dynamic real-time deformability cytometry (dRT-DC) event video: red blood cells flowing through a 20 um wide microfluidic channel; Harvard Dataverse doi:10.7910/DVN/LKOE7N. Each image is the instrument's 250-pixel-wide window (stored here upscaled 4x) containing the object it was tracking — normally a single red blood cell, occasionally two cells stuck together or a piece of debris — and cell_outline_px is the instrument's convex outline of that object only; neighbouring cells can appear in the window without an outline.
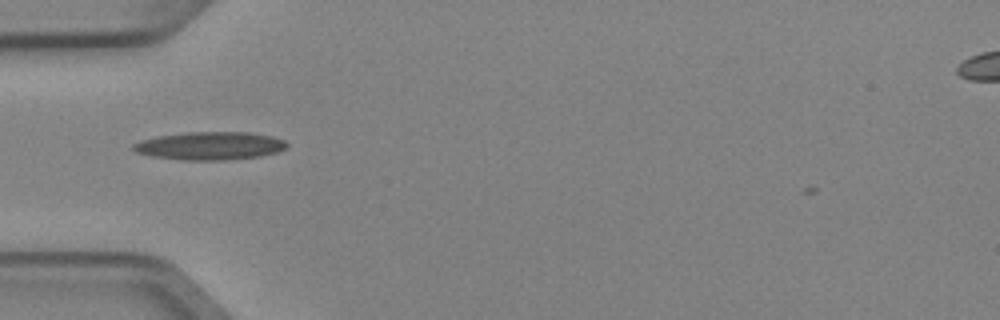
{"species": "Egyptian fruit bat (a non-hibernating species)", "species_latin": "Rousettus aegyptiacus", "temperature_condition": "cold", "stored_images_in_passage": 2, "camera_frame_rate_fps": 3000, "um_per_image_px": 0.085, "animal": {"sex": "female"}, "frame": {"image": 1, "passage_image": 1, "time_ms": 0.0, "image_size_px": [1000, 320], "cell_outline_px": [[288, 144], [284, 148], [276, 152], [260, 156], [224, 160], [180, 160], [152, 156], [136, 152], [132, 148], [132, 144], [140, 140], [160, 136], [188, 132], [248, 132], [272, 136], [284, 140]], "centroid_in_image_um": [17.82, 12.39], "position_along_channel_um": 67.2, "area_um2": 24.97}}
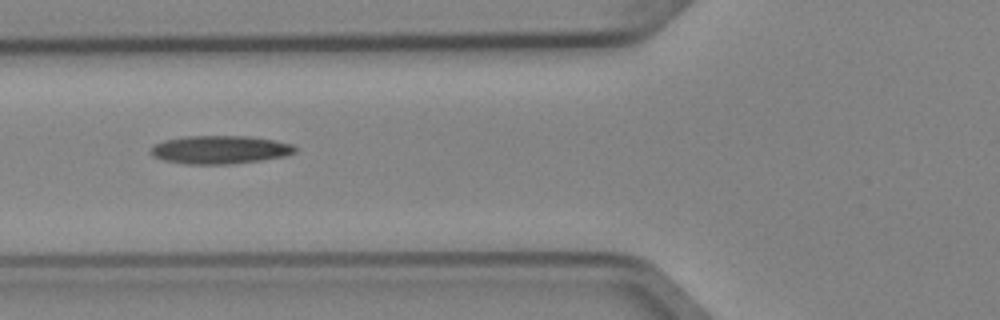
{"frame": {"image": 2, "passage_image": 2, "time_ms": 0.333, "image_size_px": [1000, 320], "cell_outline_px": [[296, 152], [284, 156], [260, 160], [228, 164], [184, 164], [164, 160], [152, 156], [148, 152], [152, 144], [164, 140], [184, 136], [248, 136], [272, 140], [292, 144], [296, 148]], "centroid_in_image_um": [18.62, 12.72], "position_along_channel_um": 107.2, "area_um2": 23.81}}